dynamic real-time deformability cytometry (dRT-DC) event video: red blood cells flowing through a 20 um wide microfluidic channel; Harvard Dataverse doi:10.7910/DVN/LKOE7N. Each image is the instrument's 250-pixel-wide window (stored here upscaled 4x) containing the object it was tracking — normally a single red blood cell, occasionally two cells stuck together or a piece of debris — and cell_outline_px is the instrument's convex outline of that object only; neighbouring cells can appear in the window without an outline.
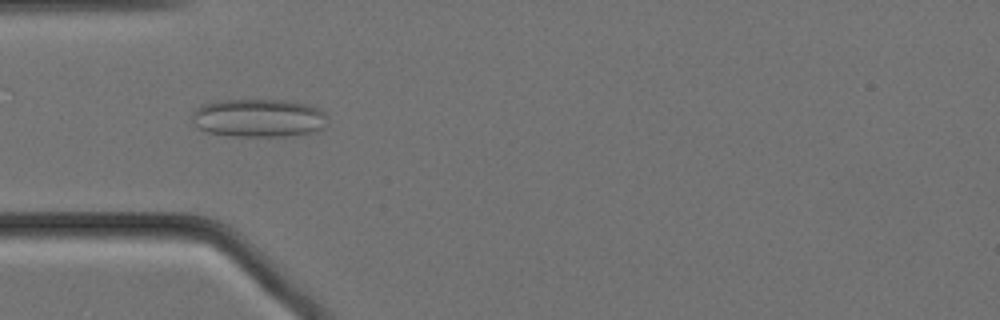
{"species": "Egyptian fruit bat (a non-hibernating species)", "species_latin": "Rousettus aegyptiacus", "temperature_condition": "cold", "stored_images_in_passage": 57, "camera_frame_rate_fps": 3000, "um_per_image_px": 0.085, "animal": {"sex": "female"}, "frame": {"image": 1, "passage_image": 16, "time_ms": 5.0, "image_size_px": [1000, 320], "cell_outline_px": [[328, 124], [324, 128], [316, 132], [284, 136], [232, 136], [208, 132], [196, 128], [192, 120], [192, 112], [196, 108], [204, 104], [220, 100], [284, 100], [308, 104], [324, 112], [328, 116]], "centroid_in_image_um": [22.0, 10.03], "position_along_channel_um": 63.0, "area_um2": 30.52}}
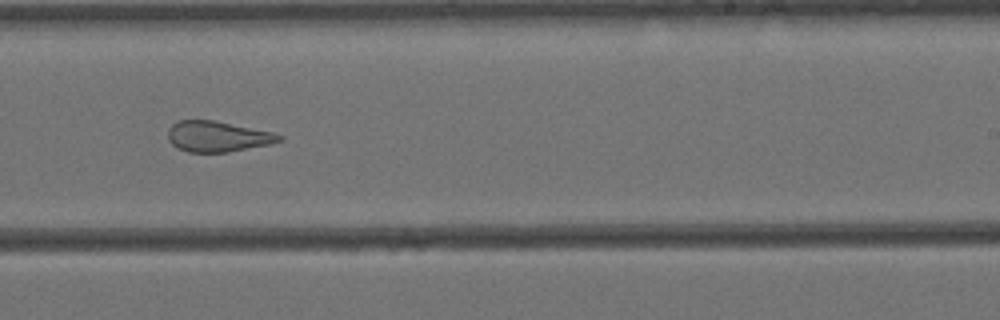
{"frame": {"image": 2, "passage_image": 34, "time_ms": 11.0, "image_size_px": [1000, 320], "cell_outline_px": [[284, 140], [272, 144], [228, 152], [188, 152], [176, 148], [168, 140], [168, 128], [172, 124], [180, 120], [212, 120], [272, 132], [284, 136]], "centroid_in_image_um": [18.5, 11.61], "position_along_channel_um": 270.5, "area_um2": 19.94}}
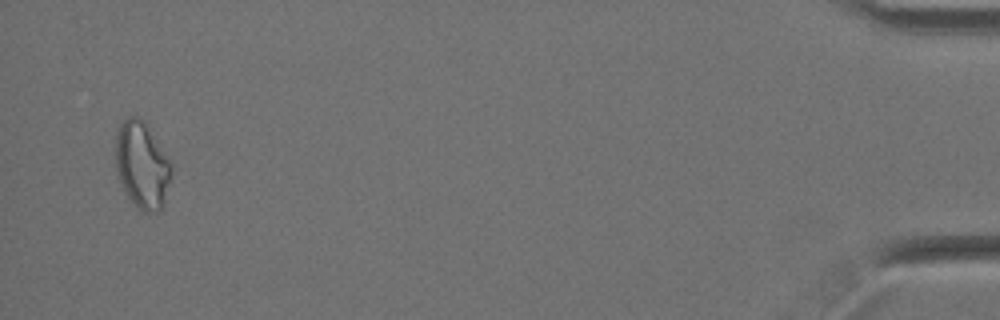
{"frame": {"image": 3, "passage_image": 55, "time_ms": 18.0, "image_size_px": [1000, 320], "cell_outline_px": [[172, 176], [160, 212], [140, 212], [136, 208], [124, 192], [116, 172], [116, 136], [120, 124], [128, 116], [140, 116], [172, 164]], "centroid_in_image_um": [12.06, 14.08], "position_along_channel_um": 423.1, "area_um2": 28.26}, "authors_computed_cell_mechanics": {"area_um2": 24.565, "velocity_mm_per_s": 3.4587, "shape_relaxation_time_tau1_ms": null, "shape_relaxation_time_tau2_ms": 1.6872, "deformation_change_tau1": null, "deformation_change_tau2": 0.1054}}